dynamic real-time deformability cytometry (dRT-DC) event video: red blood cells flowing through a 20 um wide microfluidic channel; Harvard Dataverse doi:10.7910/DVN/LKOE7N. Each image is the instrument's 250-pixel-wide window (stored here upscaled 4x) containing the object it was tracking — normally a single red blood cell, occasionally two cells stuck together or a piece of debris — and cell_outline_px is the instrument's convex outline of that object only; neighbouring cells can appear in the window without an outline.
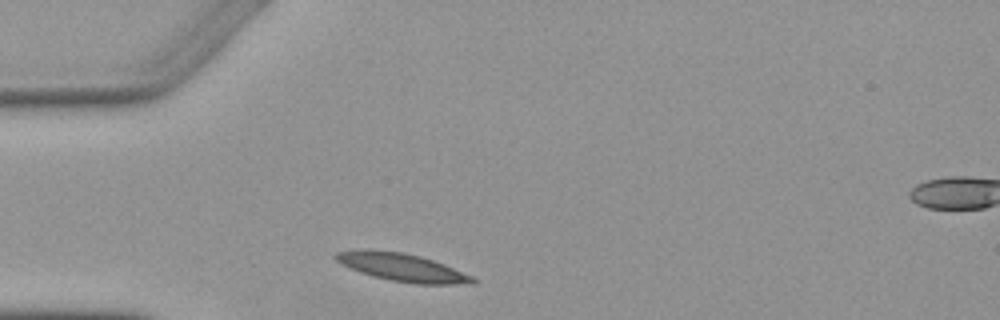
{"species": "Egyptian fruit bat (a non-hibernating species)", "species_latin": "Rousettus aegyptiacus", "temperature_condition": "warm", "stored_images_in_passage": 2, "segment_of_instrument_passage": [1, 2], "camera_frame_rate_fps": 3000, "um_per_image_px": 0.085, "animal": {"sex": "female"}, "frame": {"image": 1, "passage_image": 1, "time_ms": 0.0, "image_size_px": [1000, 320], "cell_outline_px": [[476, 284], [416, 284], [392, 280], [372, 276], [360, 272], [340, 264], [332, 256], [336, 252], [364, 248], [372, 248], [404, 252], [420, 256], [444, 264], [472, 276], [476, 280]], "centroid_in_image_um": [34.13, 22.7], "position_along_channel_um": 50.9, "area_um2": 22.54}}